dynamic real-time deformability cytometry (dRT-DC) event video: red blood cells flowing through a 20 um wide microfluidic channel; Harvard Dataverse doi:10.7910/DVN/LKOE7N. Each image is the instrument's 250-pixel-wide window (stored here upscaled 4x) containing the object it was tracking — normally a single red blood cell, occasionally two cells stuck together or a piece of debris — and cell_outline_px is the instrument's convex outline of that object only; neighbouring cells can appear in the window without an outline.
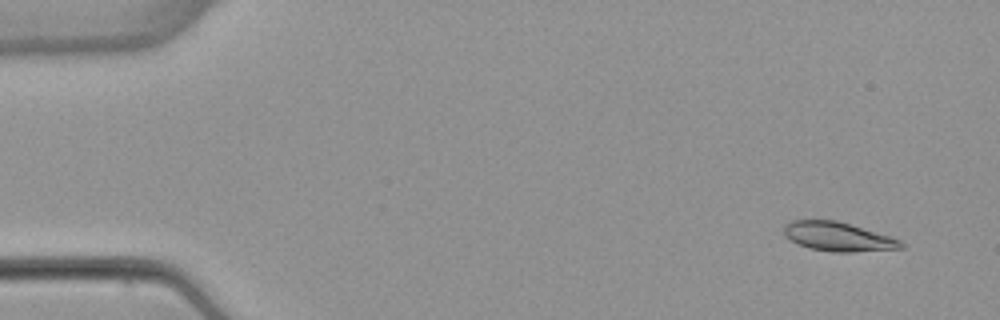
{"species": "common noctule bat (a hibernating species)", "species_latin": "Nyctalus noctula", "temperature_condition": "warm", "stored_images_in_passage": 50, "camera_frame_rate_fps": 3000, "um_per_image_px": 0.085, "animal": {"sex": "female", "body_mass_g": 22.7, "forearm_length_mm": 54.2}, "frame": {"image": 1, "passage_image": 1, "time_ms": 0.0, "image_size_px": [1000, 320], "cell_outline_px": [[904, 248], [852, 252], [832, 252], [808, 248], [796, 244], [784, 236], [784, 224], [792, 220], [836, 220], [892, 236], [900, 240], [904, 244]], "centroid_in_image_um": [71.22, 20.12], "position_along_channel_um": 13.8, "area_um2": 20.06}}
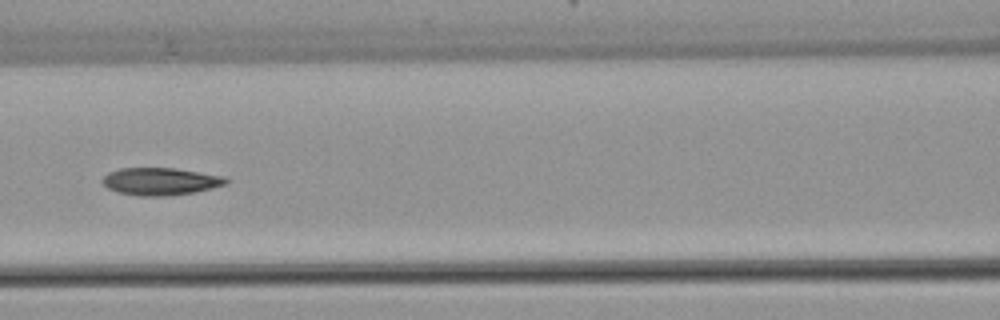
{"frame": {"image": 2, "passage_image": 21, "time_ms": 6.667, "image_size_px": [1000, 320], "cell_outline_px": [[232, 180], [228, 184], [196, 192], [164, 196], [140, 196], [116, 192], [108, 188], [100, 180], [108, 172], [120, 168], [176, 168], [224, 176]], "centroid_in_image_um": [13.67, 15.42], "position_along_channel_um": 152.9, "area_um2": 20.0}}
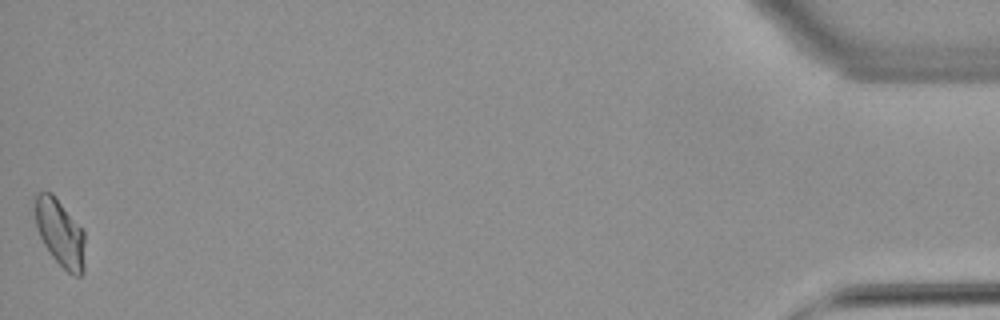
{"frame": {"image": 3, "passage_image": 50, "time_ms": 16.333, "image_size_px": [1000, 320], "cell_outline_px": [[84, 272], [80, 276], [72, 276], [52, 256], [44, 244], [36, 228], [36, 192], [52, 192], [84, 232]], "centroid_in_image_um": [5.12, 19.83], "position_along_channel_um": 430.1, "area_um2": 19.19}, "authors_computed_cell_mechanics": {"area_um2": 19.8254, "velocity_mm_per_s": 3.8784, "shape_relaxation_time_tau1_ms": 6.2415, "shape_relaxation_time_tau2_ms": 4.0669, "deformation_change_tau1": 0.1773, "deformation_change_tau2": 0.1004}}